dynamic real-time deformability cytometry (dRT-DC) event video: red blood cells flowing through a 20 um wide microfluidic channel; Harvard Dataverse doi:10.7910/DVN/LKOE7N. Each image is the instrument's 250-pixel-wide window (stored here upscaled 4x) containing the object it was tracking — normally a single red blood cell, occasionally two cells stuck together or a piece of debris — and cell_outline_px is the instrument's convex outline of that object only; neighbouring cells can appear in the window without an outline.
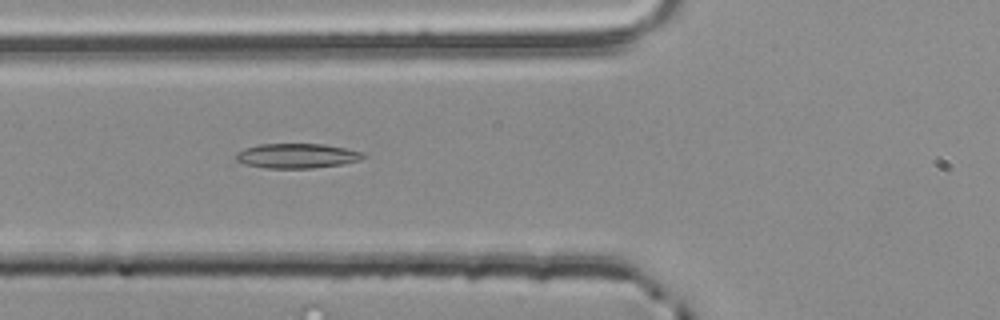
{"species": "common noctule bat (a hibernating species)", "species_latin": "Nyctalus noctula", "temperature_condition": "room temperature", "stored_images_in_passage": 35, "camera_frame_rate_fps": 3000, "um_per_image_px": 0.085, "animal": {"sex": "male", "body_mass_g": 20.4}, "frame": {"image": 1, "passage_image": 4, "time_ms": 1.0, "image_size_px": [1000, 320], "cell_outline_px": [[368, 156], [360, 160], [340, 164], [312, 168], [268, 168], [244, 164], [236, 160], [236, 152], [244, 148], [260, 144], [324, 144], [364, 152]], "centroid_in_image_um": [25.24, 13.24], "position_along_channel_um": 100.6, "area_um2": 18.32}}
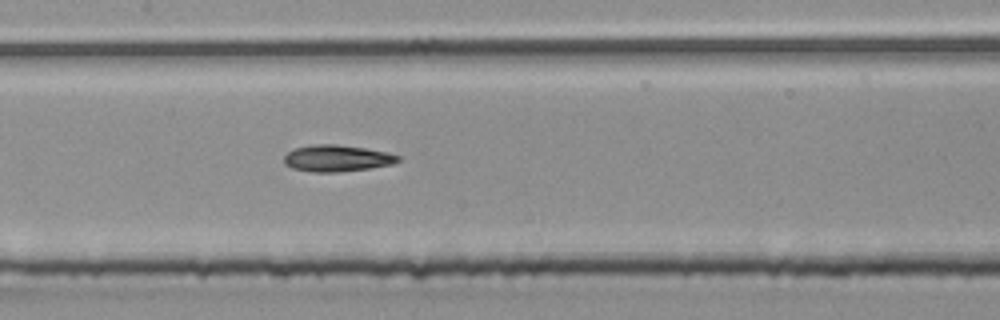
{"frame": {"image": 2, "passage_image": 10, "time_ms": 3.0, "image_size_px": [1000, 320], "cell_outline_px": [[400, 160], [392, 164], [368, 168], [336, 172], [312, 172], [292, 168], [284, 164], [284, 156], [288, 152], [296, 148], [312, 144], [336, 144], [364, 148], [388, 152], [400, 156]], "centroid_in_image_um": [28.62, 13.45], "position_along_channel_um": 178.8, "area_um2": 17.57}}
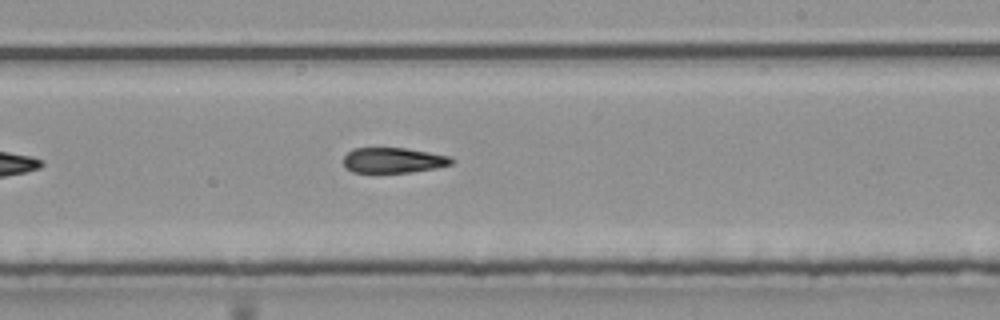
{"frame": {"image": 3, "passage_image": 16, "time_ms": 5.0, "image_size_px": [1000, 320], "cell_outline_px": [[456, 160], [452, 164], [436, 168], [408, 172], [352, 172], [344, 164], [344, 156], [352, 148], [404, 148], [452, 156]], "centroid_in_image_um": [33.47, 13.61], "position_along_channel_um": 255.5, "area_um2": 15.9}}